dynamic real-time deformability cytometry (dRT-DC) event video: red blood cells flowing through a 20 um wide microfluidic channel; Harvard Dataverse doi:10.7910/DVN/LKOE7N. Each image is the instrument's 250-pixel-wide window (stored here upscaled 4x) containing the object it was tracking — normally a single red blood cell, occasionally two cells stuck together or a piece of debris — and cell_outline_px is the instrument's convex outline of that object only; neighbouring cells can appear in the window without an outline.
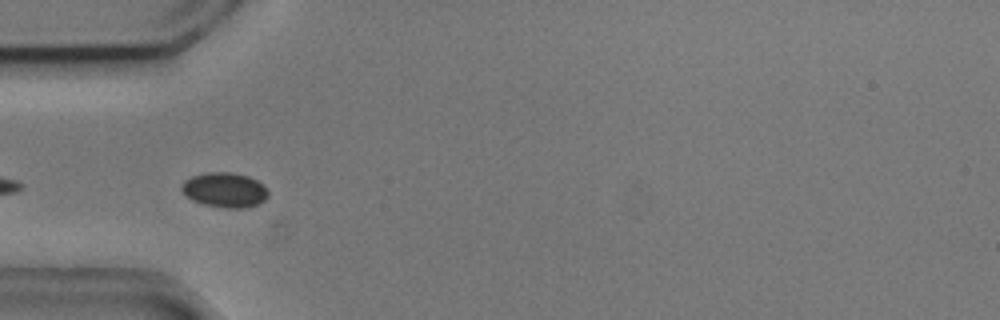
{"species": "common noctule bat (a hibernating species)", "species_latin": "Nyctalus noctula", "temperature_condition": "cold", "stored_images_in_passage": 13, "camera_frame_rate_fps": 3000, "um_per_image_px": 0.085, "animal": {"sex": "male", "body_mass_g": 20.5, "forearm_length_mm": 52.5}, "frame": {"image": 1, "passage_image": 4, "time_ms": 1.0, "image_size_px": [1000, 320], "cell_outline_px": [[268, 196], [264, 200], [256, 204], [244, 208], [224, 208], [204, 204], [192, 200], [180, 188], [184, 180], [192, 176], [208, 172], [232, 172], [248, 176], [264, 184], [268, 188]], "centroid_in_image_um": [19.12, 16.13], "position_along_channel_um": 65.9, "area_um2": 17.57}}